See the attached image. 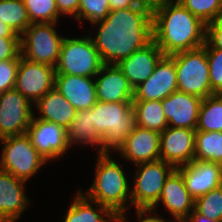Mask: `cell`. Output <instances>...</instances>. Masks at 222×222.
I'll return each mask as SVG.
<instances>
[{
  "instance_id": "38",
  "label": "cell",
  "mask_w": 222,
  "mask_h": 222,
  "mask_svg": "<svg viewBox=\"0 0 222 222\" xmlns=\"http://www.w3.org/2000/svg\"><path fill=\"white\" fill-rule=\"evenodd\" d=\"M59 16H74L78 13L80 0H55Z\"/></svg>"
},
{
  "instance_id": "10",
  "label": "cell",
  "mask_w": 222,
  "mask_h": 222,
  "mask_svg": "<svg viewBox=\"0 0 222 222\" xmlns=\"http://www.w3.org/2000/svg\"><path fill=\"white\" fill-rule=\"evenodd\" d=\"M32 103L15 88L0 94V137L26 134L34 113Z\"/></svg>"
},
{
  "instance_id": "5",
  "label": "cell",
  "mask_w": 222,
  "mask_h": 222,
  "mask_svg": "<svg viewBox=\"0 0 222 222\" xmlns=\"http://www.w3.org/2000/svg\"><path fill=\"white\" fill-rule=\"evenodd\" d=\"M169 56L175 63L178 91L202 99L215 94L211 90L208 59L203 46Z\"/></svg>"
},
{
  "instance_id": "22",
  "label": "cell",
  "mask_w": 222,
  "mask_h": 222,
  "mask_svg": "<svg viewBox=\"0 0 222 222\" xmlns=\"http://www.w3.org/2000/svg\"><path fill=\"white\" fill-rule=\"evenodd\" d=\"M54 87L77 111L91 109L98 101L94 77L55 74Z\"/></svg>"
},
{
  "instance_id": "27",
  "label": "cell",
  "mask_w": 222,
  "mask_h": 222,
  "mask_svg": "<svg viewBox=\"0 0 222 222\" xmlns=\"http://www.w3.org/2000/svg\"><path fill=\"white\" fill-rule=\"evenodd\" d=\"M196 131L222 132V94L202 99Z\"/></svg>"
},
{
  "instance_id": "37",
  "label": "cell",
  "mask_w": 222,
  "mask_h": 222,
  "mask_svg": "<svg viewBox=\"0 0 222 222\" xmlns=\"http://www.w3.org/2000/svg\"><path fill=\"white\" fill-rule=\"evenodd\" d=\"M206 41L215 49H222V17L206 25Z\"/></svg>"
},
{
  "instance_id": "17",
  "label": "cell",
  "mask_w": 222,
  "mask_h": 222,
  "mask_svg": "<svg viewBox=\"0 0 222 222\" xmlns=\"http://www.w3.org/2000/svg\"><path fill=\"white\" fill-rule=\"evenodd\" d=\"M184 179L189 194L197 199L222 185V165L201 160L176 168Z\"/></svg>"
},
{
  "instance_id": "23",
  "label": "cell",
  "mask_w": 222,
  "mask_h": 222,
  "mask_svg": "<svg viewBox=\"0 0 222 222\" xmlns=\"http://www.w3.org/2000/svg\"><path fill=\"white\" fill-rule=\"evenodd\" d=\"M33 107L39 111L40 116L36 118L56 123L66 130L77 113V110L55 87L40 98Z\"/></svg>"
},
{
  "instance_id": "34",
  "label": "cell",
  "mask_w": 222,
  "mask_h": 222,
  "mask_svg": "<svg viewBox=\"0 0 222 222\" xmlns=\"http://www.w3.org/2000/svg\"><path fill=\"white\" fill-rule=\"evenodd\" d=\"M203 47L208 59L211 90L222 94V49L213 48L207 41Z\"/></svg>"
},
{
  "instance_id": "24",
  "label": "cell",
  "mask_w": 222,
  "mask_h": 222,
  "mask_svg": "<svg viewBox=\"0 0 222 222\" xmlns=\"http://www.w3.org/2000/svg\"><path fill=\"white\" fill-rule=\"evenodd\" d=\"M77 192L63 222H119V218L107 207L89 200L82 190Z\"/></svg>"
},
{
  "instance_id": "3",
  "label": "cell",
  "mask_w": 222,
  "mask_h": 222,
  "mask_svg": "<svg viewBox=\"0 0 222 222\" xmlns=\"http://www.w3.org/2000/svg\"><path fill=\"white\" fill-rule=\"evenodd\" d=\"M111 156V152L97 154L94 180L83 194L89 200L107 207L119 218V222H129L125 214L131 206L132 181H128L120 162L118 164Z\"/></svg>"
},
{
  "instance_id": "20",
  "label": "cell",
  "mask_w": 222,
  "mask_h": 222,
  "mask_svg": "<svg viewBox=\"0 0 222 222\" xmlns=\"http://www.w3.org/2000/svg\"><path fill=\"white\" fill-rule=\"evenodd\" d=\"M94 78L98 101H133L134 89L116 64H103Z\"/></svg>"
},
{
  "instance_id": "12",
  "label": "cell",
  "mask_w": 222,
  "mask_h": 222,
  "mask_svg": "<svg viewBox=\"0 0 222 222\" xmlns=\"http://www.w3.org/2000/svg\"><path fill=\"white\" fill-rule=\"evenodd\" d=\"M26 135L47 163L63 157L70 149L67 130L56 123L36 118L35 113Z\"/></svg>"
},
{
  "instance_id": "40",
  "label": "cell",
  "mask_w": 222,
  "mask_h": 222,
  "mask_svg": "<svg viewBox=\"0 0 222 222\" xmlns=\"http://www.w3.org/2000/svg\"><path fill=\"white\" fill-rule=\"evenodd\" d=\"M139 6L145 7L151 12L177 0H135Z\"/></svg>"
},
{
  "instance_id": "18",
  "label": "cell",
  "mask_w": 222,
  "mask_h": 222,
  "mask_svg": "<svg viewBox=\"0 0 222 222\" xmlns=\"http://www.w3.org/2000/svg\"><path fill=\"white\" fill-rule=\"evenodd\" d=\"M27 182L0 169V222H15L30 205L26 196Z\"/></svg>"
},
{
  "instance_id": "2",
  "label": "cell",
  "mask_w": 222,
  "mask_h": 222,
  "mask_svg": "<svg viewBox=\"0 0 222 222\" xmlns=\"http://www.w3.org/2000/svg\"><path fill=\"white\" fill-rule=\"evenodd\" d=\"M152 31L164 55L193 50L206 42V24L178 1L152 12Z\"/></svg>"
},
{
  "instance_id": "31",
  "label": "cell",
  "mask_w": 222,
  "mask_h": 222,
  "mask_svg": "<svg viewBox=\"0 0 222 222\" xmlns=\"http://www.w3.org/2000/svg\"><path fill=\"white\" fill-rule=\"evenodd\" d=\"M31 23H57L60 19L55 0H23Z\"/></svg>"
},
{
  "instance_id": "25",
  "label": "cell",
  "mask_w": 222,
  "mask_h": 222,
  "mask_svg": "<svg viewBox=\"0 0 222 222\" xmlns=\"http://www.w3.org/2000/svg\"><path fill=\"white\" fill-rule=\"evenodd\" d=\"M67 140L70 147L74 144L96 146L98 153H104L103 137L93 125L92 108L77 111L67 129Z\"/></svg>"
},
{
  "instance_id": "29",
  "label": "cell",
  "mask_w": 222,
  "mask_h": 222,
  "mask_svg": "<svg viewBox=\"0 0 222 222\" xmlns=\"http://www.w3.org/2000/svg\"><path fill=\"white\" fill-rule=\"evenodd\" d=\"M0 20L19 36L31 24L23 0H0Z\"/></svg>"
},
{
  "instance_id": "43",
  "label": "cell",
  "mask_w": 222,
  "mask_h": 222,
  "mask_svg": "<svg viewBox=\"0 0 222 222\" xmlns=\"http://www.w3.org/2000/svg\"><path fill=\"white\" fill-rule=\"evenodd\" d=\"M184 222H217V221L206 218L205 216L198 214L195 210H193L189 215V217Z\"/></svg>"
},
{
  "instance_id": "13",
  "label": "cell",
  "mask_w": 222,
  "mask_h": 222,
  "mask_svg": "<svg viewBox=\"0 0 222 222\" xmlns=\"http://www.w3.org/2000/svg\"><path fill=\"white\" fill-rule=\"evenodd\" d=\"M178 91L174 60L164 55L157 63L153 74L134 88L133 101L163 100Z\"/></svg>"
},
{
  "instance_id": "26",
  "label": "cell",
  "mask_w": 222,
  "mask_h": 222,
  "mask_svg": "<svg viewBox=\"0 0 222 222\" xmlns=\"http://www.w3.org/2000/svg\"><path fill=\"white\" fill-rule=\"evenodd\" d=\"M136 125L161 133L168 127L161 100L132 101Z\"/></svg>"
},
{
  "instance_id": "8",
  "label": "cell",
  "mask_w": 222,
  "mask_h": 222,
  "mask_svg": "<svg viewBox=\"0 0 222 222\" xmlns=\"http://www.w3.org/2000/svg\"><path fill=\"white\" fill-rule=\"evenodd\" d=\"M58 23H31L20 35L21 56L29 61L55 67L63 36L54 28Z\"/></svg>"
},
{
  "instance_id": "41",
  "label": "cell",
  "mask_w": 222,
  "mask_h": 222,
  "mask_svg": "<svg viewBox=\"0 0 222 222\" xmlns=\"http://www.w3.org/2000/svg\"><path fill=\"white\" fill-rule=\"evenodd\" d=\"M110 10L125 9L135 7L138 4L135 0H109Z\"/></svg>"
},
{
  "instance_id": "9",
  "label": "cell",
  "mask_w": 222,
  "mask_h": 222,
  "mask_svg": "<svg viewBox=\"0 0 222 222\" xmlns=\"http://www.w3.org/2000/svg\"><path fill=\"white\" fill-rule=\"evenodd\" d=\"M131 185V205L136 209L151 210L160 199L166 178L175 169L163 160L135 165Z\"/></svg>"
},
{
  "instance_id": "4",
  "label": "cell",
  "mask_w": 222,
  "mask_h": 222,
  "mask_svg": "<svg viewBox=\"0 0 222 222\" xmlns=\"http://www.w3.org/2000/svg\"><path fill=\"white\" fill-rule=\"evenodd\" d=\"M92 119L103 137L104 153L114 152L136 126L132 102L97 101L92 107Z\"/></svg>"
},
{
  "instance_id": "30",
  "label": "cell",
  "mask_w": 222,
  "mask_h": 222,
  "mask_svg": "<svg viewBox=\"0 0 222 222\" xmlns=\"http://www.w3.org/2000/svg\"><path fill=\"white\" fill-rule=\"evenodd\" d=\"M206 25L222 17V0H177Z\"/></svg>"
},
{
  "instance_id": "6",
  "label": "cell",
  "mask_w": 222,
  "mask_h": 222,
  "mask_svg": "<svg viewBox=\"0 0 222 222\" xmlns=\"http://www.w3.org/2000/svg\"><path fill=\"white\" fill-rule=\"evenodd\" d=\"M80 38L64 37L55 74H67L82 77H95L103 62L91 36Z\"/></svg>"
},
{
  "instance_id": "36",
  "label": "cell",
  "mask_w": 222,
  "mask_h": 222,
  "mask_svg": "<svg viewBox=\"0 0 222 222\" xmlns=\"http://www.w3.org/2000/svg\"><path fill=\"white\" fill-rule=\"evenodd\" d=\"M21 55L20 38L0 37V61L13 60Z\"/></svg>"
},
{
  "instance_id": "32",
  "label": "cell",
  "mask_w": 222,
  "mask_h": 222,
  "mask_svg": "<svg viewBox=\"0 0 222 222\" xmlns=\"http://www.w3.org/2000/svg\"><path fill=\"white\" fill-rule=\"evenodd\" d=\"M194 210L219 222L222 219V185L195 199Z\"/></svg>"
},
{
  "instance_id": "42",
  "label": "cell",
  "mask_w": 222,
  "mask_h": 222,
  "mask_svg": "<svg viewBox=\"0 0 222 222\" xmlns=\"http://www.w3.org/2000/svg\"><path fill=\"white\" fill-rule=\"evenodd\" d=\"M0 37L2 38H20L16 32L0 20Z\"/></svg>"
},
{
  "instance_id": "28",
  "label": "cell",
  "mask_w": 222,
  "mask_h": 222,
  "mask_svg": "<svg viewBox=\"0 0 222 222\" xmlns=\"http://www.w3.org/2000/svg\"><path fill=\"white\" fill-rule=\"evenodd\" d=\"M194 160L222 165V132L196 131Z\"/></svg>"
},
{
  "instance_id": "39",
  "label": "cell",
  "mask_w": 222,
  "mask_h": 222,
  "mask_svg": "<svg viewBox=\"0 0 222 222\" xmlns=\"http://www.w3.org/2000/svg\"><path fill=\"white\" fill-rule=\"evenodd\" d=\"M137 221L138 222H179L175 221H168L164 217L160 216L159 214L154 215L152 210L149 209H136ZM152 214V215H151Z\"/></svg>"
},
{
  "instance_id": "21",
  "label": "cell",
  "mask_w": 222,
  "mask_h": 222,
  "mask_svg": "<svg viewBox=\"0 0 222 222\" xmlns=\"http://www.w3.org/2000/svg\"><path fill=\"white\" fill-rule=\"evenodd\" d=\"M163 56V51L152 40L145 47L137 50L116 65L134 89L153 74L157 63Z\"/></svg>"
},
{
  "instance_id": "1",
  "label": "cell",
  "mask_w": 222,
  "mask_h": 222,
  "mask_svg": "<svg viewBox=\"0 0 222 222\" xmlns=\"http://www.w3.org/2000/svg\"><path fill=\"white\" fill-rule=\"evenodd\" d=\"M92 25L98 32L89 35L103 64H118L153 40L152 12L139 5L110 11Z\"/></svg>"
},
{
  "instance_id": "33",
  "label": "cell",
  "mask_w": 222,
  "mask_h": 222,
  "mask_svg": "<svg viewBox=\"0 0 222 222\" xmlns=\"http://www.w3.org/2000/svg\"><path fill=\"white\" fill-rule=\"evenodd\" d=\"M110 11L109 0H80L76 20L94 24L104 20Z\"/></svg>"
},
{
  "instance_id": "14",
  "label": "cell",
  "mask_w": 222,
  "mask_h": 222,
  "mask_svg": "<svg viewBox=\"0 0 222 222\" xmlns=\"http://www.w3.org/2000/svg\"><path fill=\"white\" fill-rule=\"evenodd\" d=\"M196 130L167 127L160 133V160L175 169L194 160Z\"/></svg>"
},
{
  "instance_id": "16",
  "label": "cell",
  "mask_w": 222,
  "mask_h": 222,
  "mask_svg": "<svg viewBox=\"0 0 222 222\" xmlns=\"http://www.w3.org/2000/svg\"><path fill=\"white\" fill-rule=\"evenodd\" d=\"M195 199L189 194L182 174L174 169L166 178L157 204L151 209L154 213L158 205H164L173 220L184 222L194 210Z\"/></svg>"
},
{
  "instance_id": "35",
  "label": "cell",
  "mask_w": 222,
  "mask_h": 222,
  "mask_svg": "<svg viewBox=\"0 0 222 222\" xmlns=\"http://www.w3.org/2000/svg\"><path fill=\"white\" fill-rule=\"evenodd\" d=\"M19 61L20 56L13 60L0 61V94L15 87Z\"/></svg>"
},
{
  "instance_id": "11",
  "label": "cell",
  "mask_w": 222,
  "mask_h": 222,
  "mask_svg": "<svg viewBox=\"0 0 222 222\" xmlns=\"http://www.w3.org/2000/svg\"><path fill=\"white\" fill-rule=\"evenodd\" d=\"M55 67L29 61L20 55L15 89L33 105L55 85Z\"/></svg>"
},
{
  "instance_id": "19",
  "label": "cell",
  "mask_w": 222,
  "mask_h": 222,
  "mask_svg": "<svg viewBox=\"0 0 222 222\" xmlns=\"http://www.w3.org/2000/svg\"><path fill=\"white\" fill-rule=\"evenodd\" d=\"M161 102L169 127L196 130L202 98L176 91Z\"/></svg>"
},
{
  "instance_id": "15",
  "label": "cell",
  "mask_w": 222,
  "mask_h": 222,
  "mask_svg": "<svg viewBox=\"0 0 222 222\" xmlns=\"http://www.w3.org/2000/svg\"><path fill=\"white\" fill-rule=\"evenodd\" d=\"M116 151L121 154L119 157L135 165L158 161L160 160V133L136 125L121 145L114 150Z\"/></svg>"
},
{
  "instance_id": "7",
  "label": "cell",
  "mask_w": 222,
  "mask_h": 222,
  "mask_svg": "<svg viewBox=\"0 0 222 222\" xmlns=\"http://www.w3.org/2000/svg\"><path fill=\"white\" fill-rule=\"evenodd\" d=\"M0 145H3L0 169L25 182L38 173L47 162L26 134L2 138Z\"/></svg>"
}]
</instances>
